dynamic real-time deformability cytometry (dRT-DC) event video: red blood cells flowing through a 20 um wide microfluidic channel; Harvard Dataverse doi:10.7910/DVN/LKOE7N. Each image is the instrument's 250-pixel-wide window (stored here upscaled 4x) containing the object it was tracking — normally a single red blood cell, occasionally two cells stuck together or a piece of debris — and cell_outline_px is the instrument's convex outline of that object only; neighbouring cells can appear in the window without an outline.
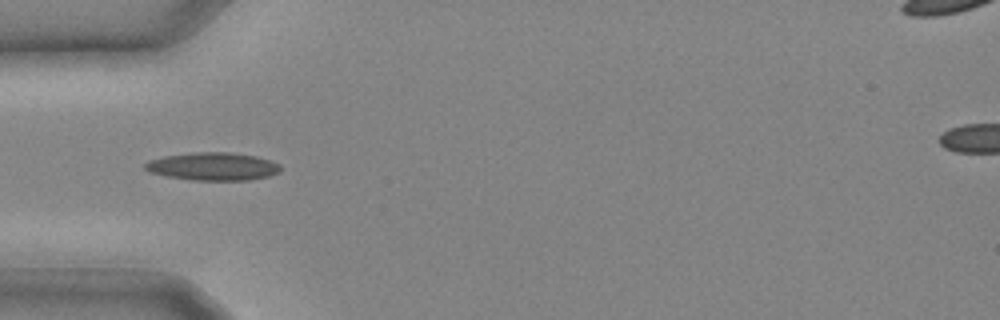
{"species": "common noctule bat (a hibernating species)", "species_latin": "Nyctalus noctula", "temperature_condition": "cold", "stored_images_in_passage": 6, "camera_frame_rate_fps": 3000, "um_per_image_px": 0.085, "animal": {"sex": "male", "body_mass_g": 20.4}, "frame": {"image": 1, "passage_image": 1, "time_ms": 0.0, "image_size_px": [1000, 320], "cell_outline_px": [[280, 172], [268, 176], [248, 180], [192, 180], [168, 176], [148, 172], [144, 168], [144, 164], [148, 160], [164, 156], [192, 152], [228, 152], [256, 156], [280, 164]], "centroid_in_image_um": [18.07, 14.14], "position_along_channel_um": 66.9, "area_um2": 22.02}}
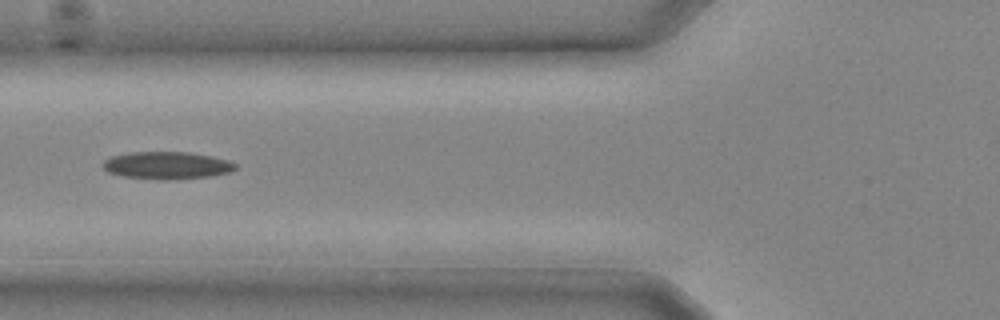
{"frame": {"image": 2, "passage_image": 3, "time_ms": 0.667, "image_size_px": [1000, 320], "cell_outline_px": [[236, 168], [228, 172], [208, 176], [168, 180], [160, 180], [124, 176], [108, 172], [104, 168], [104, 160], [112, 156], [132, 152], [188, 152], [212, 156], [228, 160], [236, 164]], "centroid_in_image_um": [14.19, 14.05], "position_along_channel_um": 111.6, "area_um2": 20.92}}
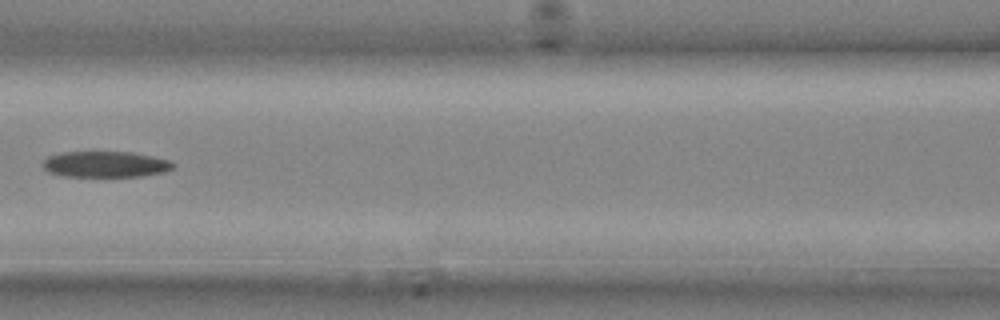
{"frame": {"image": 3, "passage_image": 5, "time_ms": 1.333, "image_size_px": [1000, 320], "cell_outline_px": [[176, 164], [172, 168], [164, 172], [140, 176], [64, 176], [48, 172], [44, 168], [44, 160], [48, 156], [60, 152], [132, 152], [152, 156], [168, 160]], "centroid_in_image_um": [8.96, 13.96], "position_along_channel_um": 157.6, "area_um2": 19.59}}